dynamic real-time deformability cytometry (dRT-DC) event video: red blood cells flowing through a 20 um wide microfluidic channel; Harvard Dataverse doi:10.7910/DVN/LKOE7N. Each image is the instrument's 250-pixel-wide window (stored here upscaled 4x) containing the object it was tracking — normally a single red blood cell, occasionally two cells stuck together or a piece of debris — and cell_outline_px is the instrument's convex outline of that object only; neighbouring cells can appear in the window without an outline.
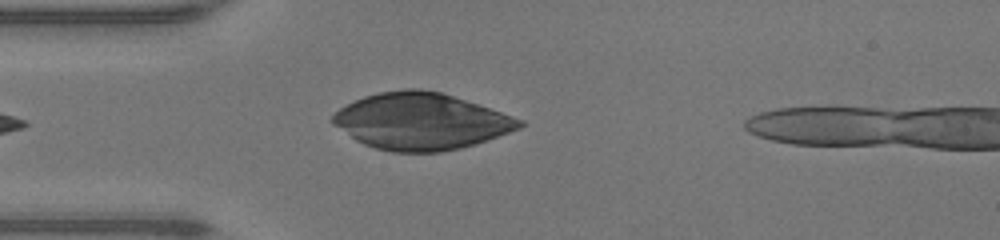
{"species": "human", "species_latin": "Homo sapiens", "temperature_condition": "warm", "stored_images_in_passage": 33, "camera_frame_rate_fps": 3000, "um_per_image_px": 0.085, "donor": {"sex": "male"}, "frame": {"image": 1, "passage_image": 1, "time_ms": 0.0, "image_size_px": [1000, 240], "cell_outline_px": [[524, 124], [520, 128], [488, 140], [476, 144], [460, 148], [440, 152], [392, 152], [376, 148], [364, 144], [356, 140], [332, 124], [328, 120], [340, 108], [364, 96], [380, 92], [404, 88], [420, 88], [440, 92], [524, 120]], "centroid_in_image_um": [35.75, 10.32], "position_along_channel_um": 49.2, "area_um2": 61.27}}
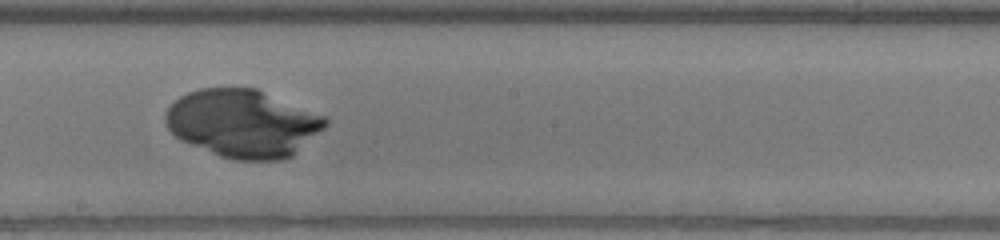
{"frame": {"image": 2, "passage_image": 14, "time_ms": 4.333, "image_size_px": [1000, 240], "cell_outline_px": [[328, 124], [324, 128], [292, 156], [280, 160], [236, 160], [220, 156], [180, 140], [168, 128], [164, 120], [164, 116], [168, 108], [180, 96], [188, 92], [200, 88], [256, 88], [324, 116], [328, 120]], "centroid_in_image_um": [20.63, 10.49], "position_along_channel_um": 227.6, "area_um2": 62.83}}
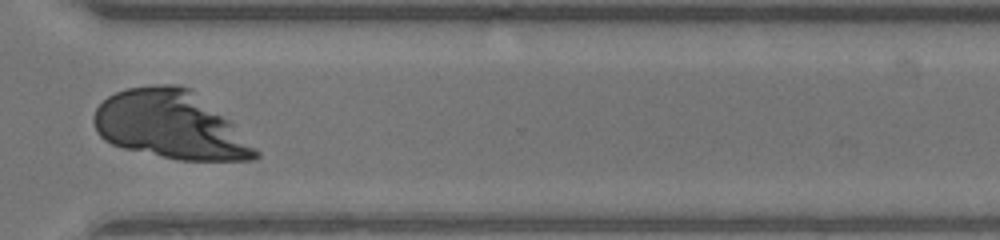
{"frame": {"image": 3, "passage_image": 23, "time_ms": 7.333, "image_size_px": [1000, 240], "cell_outline_px": [[260, 156], [252, 160], [176, 160], [124, 148], [112, 144], [104, 140], [96, 132], [92, 120], [92, 116], [96, 108], [108, 96], [116, 92], [128, 88], [156, 84], [180, 84], [192, 88], [228, 120], [260, 152]], "centroid_in_image_um": [14.45, 10.62], "position_along_channel_um": 356.1, "area_um2": 63.98}}